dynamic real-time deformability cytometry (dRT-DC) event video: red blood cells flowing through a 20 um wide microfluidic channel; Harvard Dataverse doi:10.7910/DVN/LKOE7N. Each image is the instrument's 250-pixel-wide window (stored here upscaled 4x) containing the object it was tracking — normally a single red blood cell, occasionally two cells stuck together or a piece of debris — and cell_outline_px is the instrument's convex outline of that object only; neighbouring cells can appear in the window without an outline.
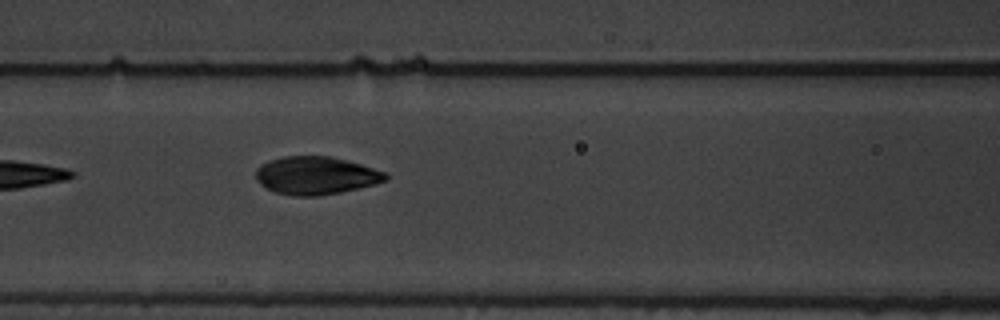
{"species": "common noctule bat (a hibernating species)", "species_latin": "Nyctalus noctula", "temperature_condition": "warm", "stored_images_in_passage": 4, "camera_frame_rate_fps": 3000, "um_per_image_px": 0.085, "animal": {"sex": "male", "body_mass_g": 19.5, "forearm_length_mm": 54.6}, "frame": {"image": 1, "passage_image": 4, "time_ms": 1.0, "image_size_px": [1000, 320], "cell_outline_px": [[388, 180], [376, 184], [340, 192], [316, 196], [296, 196], [276, 192], [260, 184], [256, 176], [256, 168], [260, 164], [284, 156], [332, 156], [348, 160], [388, 172]], "centroid_in_image_um": [26.9, 14.91], "position_along_channel_um": 139.7, "area_um2": 28.73}}